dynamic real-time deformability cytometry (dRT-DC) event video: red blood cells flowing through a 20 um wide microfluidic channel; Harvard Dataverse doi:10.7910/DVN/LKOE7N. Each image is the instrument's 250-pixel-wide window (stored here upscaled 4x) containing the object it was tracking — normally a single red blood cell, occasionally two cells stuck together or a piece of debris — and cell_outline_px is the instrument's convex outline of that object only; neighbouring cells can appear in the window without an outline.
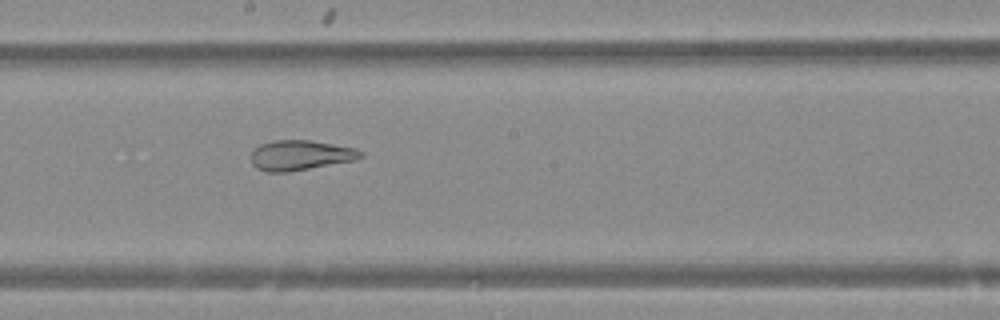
{"species": "Egyptian fruit bat (a non-hibernating species)", "species_latin": "Rousettus aegyptiacus", "temperature_condition": "warm", "stored_images_in_passage": 50, "camera_frame_rate_fps": 3000, "um_per_image_px": 0.085, "animal": {"sex": "female"}, "frame": {"image": 1, "passage_image": 28, "time_ms": 9.0, "image_size_px": [1000, 320], "cell_outline_px": [[364, 156], [352, 160], [288, 172], [268, 172], [256, 168], [252, 164], [252, 148], [260, 144], [272, 140], [312, 140], [356, 148], [364, 152]], "centroid_in_image_um": [25.5, 13.18], "position_along_channel_um": 222.7, "area_um2": 19.19}}
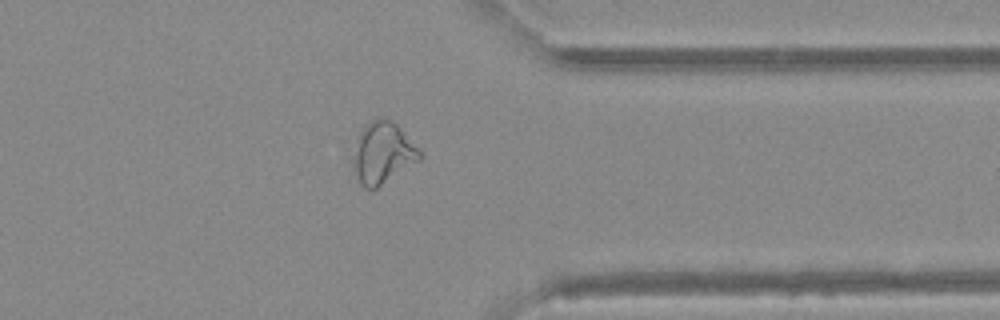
{"frame": {"image": 2, "passage_image": 40, "time_ms": 13.0, "image_size_px": [1000, 320], "cell_outline_px": [[420, 160], [376, 188], [364, 188], [360, 184], [356, 176], [356, 152], [360, 132], [372, 120], [384, 116], [392, 120], [400, 128], [420, 152]], "centroid_in_image_um": [32.57, 12.99], "position_along_channel_um": 378.8, "area_um2": 22.72}}
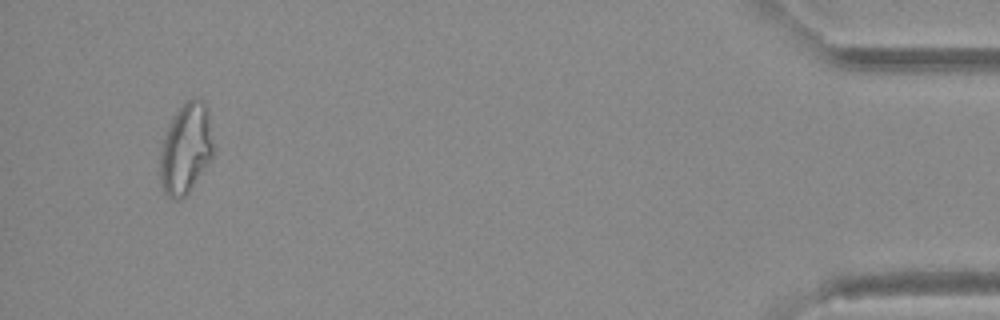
{"frame": {"image": 3, "passage_image": 48, "time_ms": 15.667, "image_size_px": [1000, 320], "cell_outline_px": [[212, 156], [188, 192], [184, 196], [176, 200], [168, 196], [164, 192], [160, 180], [160, 148], [168, 124], [172, 116], [192, 96], [204, 100], [208, 108], [212, 144]], "centroid_in_image_um": [15.77, 12.59], "position_along_channel_um": 419.4, "area_um2": 27.86}}